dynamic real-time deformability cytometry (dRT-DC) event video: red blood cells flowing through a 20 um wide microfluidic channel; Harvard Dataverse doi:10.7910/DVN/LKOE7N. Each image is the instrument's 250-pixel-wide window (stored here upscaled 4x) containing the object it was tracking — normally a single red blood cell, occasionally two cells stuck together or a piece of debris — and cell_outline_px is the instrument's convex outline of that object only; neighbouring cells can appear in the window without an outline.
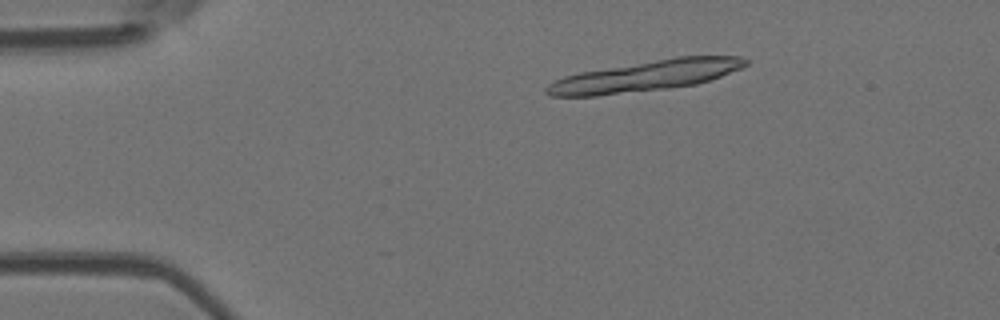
{"species": "Egyptian fruit bat (a non-hibernating species)", "species_latin": "Rousettus aegyptiacus", "temperature_condition": "room temperature", "stored_images_in_passage": 7, "segment_of_instrument_passage": [1, 2], "camera_frame_rate_fps": 3000, "um_per_image_px": 0.085, "animal": {"sex": "female"}, "frame": {"image": 1, "passage_image": 3, "time_ms": 2.333, "image_size_px": [1000, 320], "cell_outline_px": [[748, 64], [740, 68], [720, 76], [696, 84], [668, 88], [596, 96], [552, 96], [544, 92], [544, 88], [552, 80], [564, 76], [580, 72], [676, 56], [740, 56], [748, 60]], "centroid_in_image_um": [54.82, 6.45], "position_along_channel_um": 30.2, "area_um2": 35.49}}